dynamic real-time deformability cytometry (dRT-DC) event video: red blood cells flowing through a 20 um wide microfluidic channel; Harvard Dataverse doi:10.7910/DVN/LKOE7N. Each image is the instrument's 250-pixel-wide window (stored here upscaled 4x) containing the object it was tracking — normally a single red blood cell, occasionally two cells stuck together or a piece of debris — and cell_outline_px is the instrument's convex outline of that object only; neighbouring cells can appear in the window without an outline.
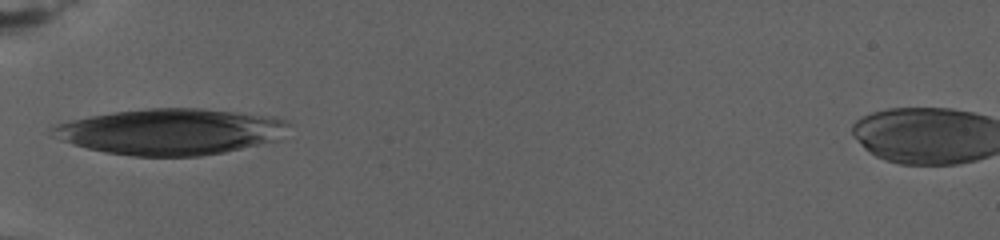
{"species": "human", "species_latin": "Homo sapiens", "temperature_condition": "warm", "stored_images_in_passage": 12, "camera_frame_rate_fps": 3000, "um_per_image_px": 0.085, "donor": {"sex": "female"}, "frame": {"image": 1, "passage_image": 1, "time_ms": 0.0, "image_size_px": [1000, 240], "cell_outline_px": [[292, 124], [280, 140], [224, 152], [200, 156], [132, 156], [108, 152], [88, 148], [72, 144], [48, 136], [48, 132], [56, 124], [72, 120], [112, 112], [148, 108], [200, 108], [272, 116], [288, 120]], "centroid_in_image_um": [14.54, 11.19], "position_along_channel_um": 70.5, "area_um2": 63.75}}
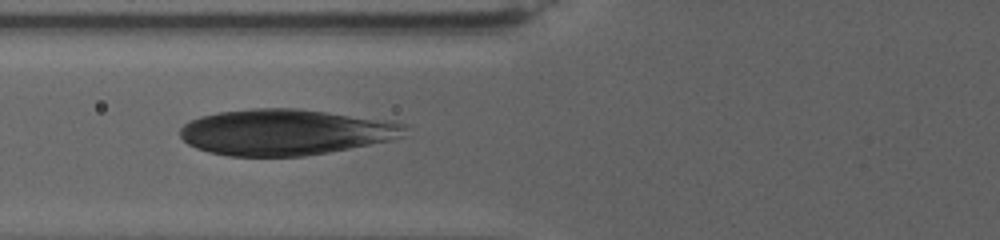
{"frame": {"image": 2, "passage_image": 6, "time_ms": 1.333, "image_size_px": [1000, 240], "cell_outline_px": [[408, 124], [400, 136], [392, 140], [328, 152], [304, 156], [228, 156], [208, 152], [196, 148], [188, 144], [180, 136], [180, 128], [184, 124], [200, 116], [220, 112], [252, 108], [296, 108], [328, 112]], "centroid_in_image_um": [24.19, 11.23], "position_along_channel_um": 101.6, "area_um2": 59.77}}